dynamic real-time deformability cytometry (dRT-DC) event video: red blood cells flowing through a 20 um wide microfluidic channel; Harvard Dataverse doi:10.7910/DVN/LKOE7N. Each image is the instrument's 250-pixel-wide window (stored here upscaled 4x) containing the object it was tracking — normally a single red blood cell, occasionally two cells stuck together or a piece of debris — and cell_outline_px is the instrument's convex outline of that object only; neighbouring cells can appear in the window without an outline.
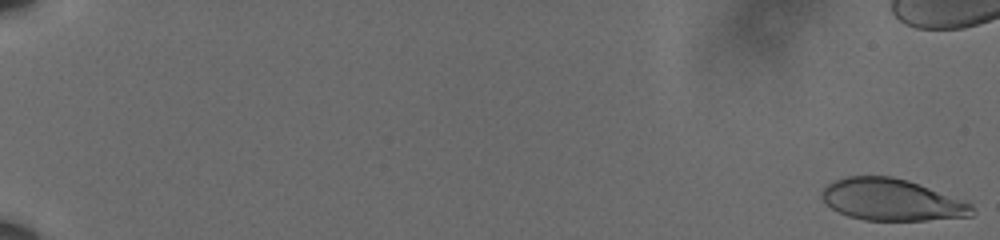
{"species": "human", "species_latin": "Homo sapiens", "temperature_condition": "cold", "stored_images_in_passage": 34, "camera_frame_rate_fps": 3000, "um_per_image_px": 0.085, "donor": {"sex": "male"}, "frame": {"image": 1, "passage_image": 1, "time_ms": 0.0, "image_size_px": [1000, 240], "cell_outline_px": [[976, 212], [972, 216], [924, 220], [864, 220], [848, 216], [832, 208], [820, 196], [820, 192], [828, 184], [836, 180], [848, 176], [892, 176], [908, 180], [920, 184], [972, 204]], "centroid_in_image_um": [75.8, 16.98], "position_along_channel_um": 9.2, "area_um2": 36.36}}
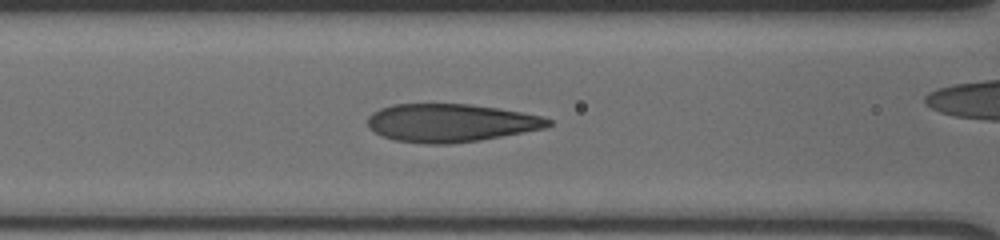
{"frame": {"image": 2, "passage_image": 19, "time_ms": 6.0, "image_size_px": [1000, 240], "cell_outline_px": [[552, 124], [544, 128], [480, 140], [448, 144], [424, 144], [396, 140], [384, 136], [368, 128], [368, 116], [372, 112], [380, 108], [392, 104], [468, 104], [496, 108], [520, 112], [540, 116], [552, 120]], "centroid_in_image_um": [38.27, 10.44], "position_along_channel_um": 128.3, "area_um2": 39.82}}
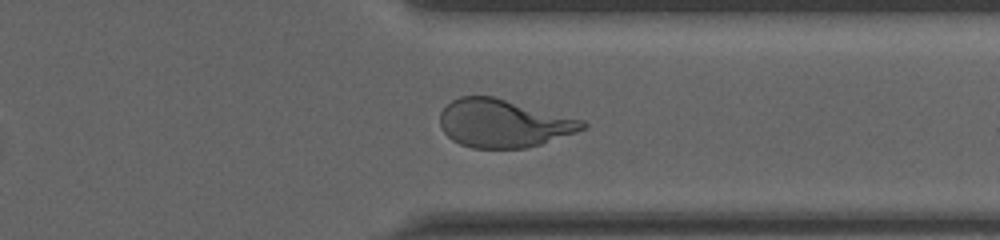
{"frame": {"image": 3, "passage_image": 32, "time_ms": 10.333, "image_size_px": [1000, 240], "cell_outline_px": [[588, 124], [584, 128], [576, 132], [540, 144], [524, 148], [472, 148], [460, 144], [452, 140], [444, 132], [440, 124], [440, 112], [452, 100], [460, 96], [492, 96], [584, 120]], "centroid_in_image_um": [42.77, 10.48], "position_along_channel_um": 368.6, "area_um2": 39.59}}